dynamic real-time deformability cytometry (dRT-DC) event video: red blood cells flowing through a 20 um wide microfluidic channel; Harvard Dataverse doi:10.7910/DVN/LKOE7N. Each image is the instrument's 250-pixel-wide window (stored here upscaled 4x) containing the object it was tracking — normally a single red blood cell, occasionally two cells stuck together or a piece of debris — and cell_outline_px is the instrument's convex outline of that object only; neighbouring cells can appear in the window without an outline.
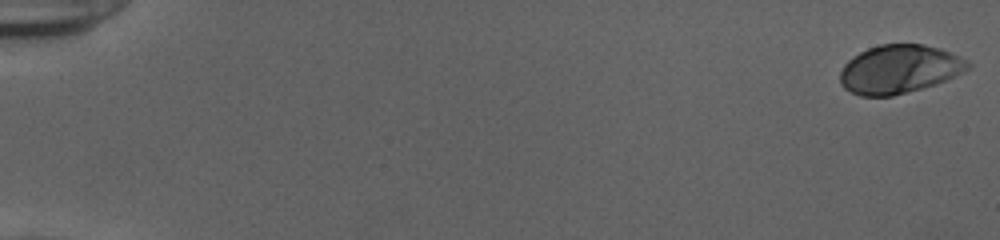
{"species": "human", "species_latin": "Homo sapiens", "temperature_condition": "cold", "stored_images_in_passage": 54, "camera_frame_rate_fps": 3000, "um_per_image_px": 0.085, "donor": {"sex": "female"}, "frame": {"image": 1, "passage_image": 1, "time_ms": 0.0, "image_size_px": [1000, 240], "cell_outline_px": [[972, 64], [968, 68], [936, 84], [892, 96], [860, 96], [844, 88], [840, 84], [840, 72], [844, 64], [852, 56], [868, 48], [880, 44], [924, 44], [940, 48]], "centroid_in_image_um": [76.37, 5.88], "position_along_channel_um": 8.6, "area_um2": 35.72}}
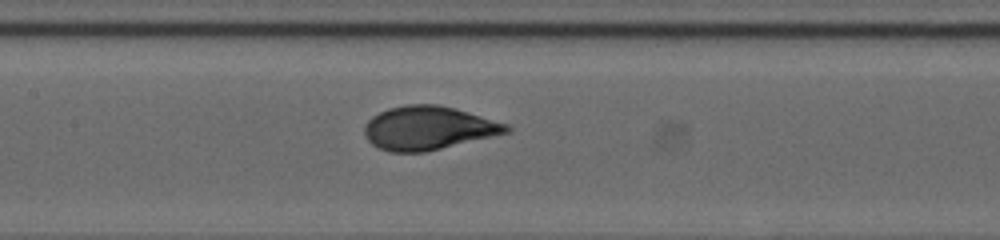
{"frame": {"image": 2, "passage_image": 28, "time_ms": 9.0, "image_size_px": [1000, 240], "cell_outline_px": [[512, 132], [424, 152], [388, 152], [372, 144], [368, 140], [364, 132], [364, 124], [372, 116], [388, 108], [408, 104], [440, 104], [456, 108], [508, 124], [512, 128]], "centroid_in_image_um": [36.42, 10.87], "position_along_channel_um": 171.0, "area_um2": 36.24}}
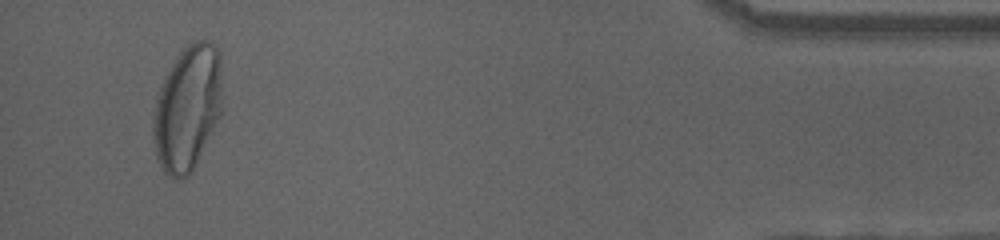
{"frame": {"image": 3, "passage_image": 52, "time_ms": 17.0, "image_size_px": [1000, 240], "cell_outline_px": [[220, 116], [192, 172], [184, 180], [176, 180], [168, 176], [164, 172], [156, 156], [152, 136], [152, 116], [156, 96], [164, 76], [176, 56], [188, 44], [196, 40], [204, 40], [212, 44], [220, 52]], "centroid_in_image_um": [15.89, 9.23], "position_along_channel_um": 419.3, "area_um2": 50.69}, "authors_computed_cell_mechanics": {"area_um2": 35.9516, "velocity_mm_per_s": 3.8682, "shape_relaxation_time_tau1_ms": 5.0214, "shape_relaxation_time_tau2_ms": null, "deformation_change_tau1": 0.2235, "deformation_change_tau2": null}}